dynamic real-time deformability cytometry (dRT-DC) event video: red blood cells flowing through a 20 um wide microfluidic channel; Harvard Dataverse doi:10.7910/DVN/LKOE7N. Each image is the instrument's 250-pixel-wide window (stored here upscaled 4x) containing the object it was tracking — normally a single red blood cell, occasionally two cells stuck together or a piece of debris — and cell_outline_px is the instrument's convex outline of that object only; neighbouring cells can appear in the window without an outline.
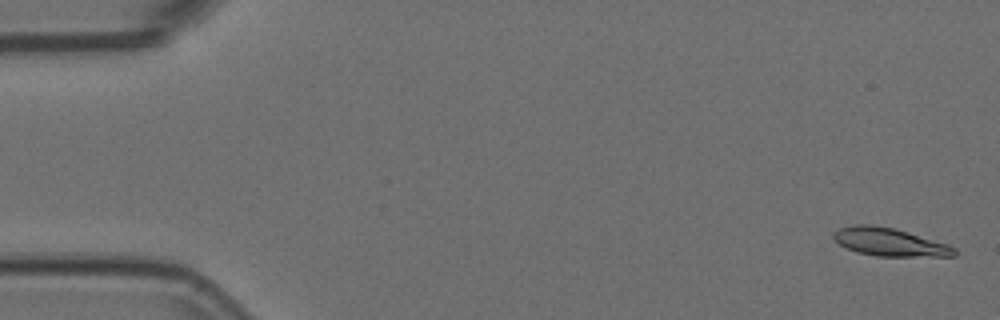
{"species": "Egyptian fruit bat (a non-hibernating species)", "species_latin": "Rousettus aegyptiacus", "temperature_condition": "room temperature", "stored_images_in_passage": 5, "camera_frame_rate_fps": 3000, "um_per_image_px": 0.085, "animal": {"sex": "female"}, "frame": {"image": 1, "passage_image": 1, "time_ms": 0.0, "image_size_px": [1000, 320], "cell_outline_px": [[956, 256], [876, 256], [856, 252], [840, 244], [832, 236], [832, 232], [840, 228], [856, 224], [872, 224], [896, 228], [948, 244], [956, 248]], "centroid_in_image_um": [75.62, 20.56], "position_along_channel_um": 9.4, "area_um2": 19.83}}